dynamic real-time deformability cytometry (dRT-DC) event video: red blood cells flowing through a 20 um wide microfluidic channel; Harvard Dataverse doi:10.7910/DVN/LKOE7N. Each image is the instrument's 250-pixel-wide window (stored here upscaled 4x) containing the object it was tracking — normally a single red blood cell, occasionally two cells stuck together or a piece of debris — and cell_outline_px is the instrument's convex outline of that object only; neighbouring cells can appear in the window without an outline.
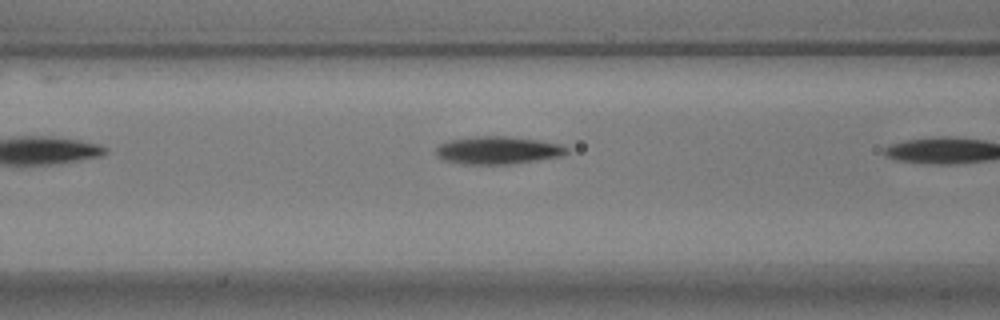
{"species": "common noctule bat (a hibernating species)", "species_latin": "Nyctalus noctula", "temperature_condition": "warm", "stored_images_in_passage": 7, "camera_frame_rate_fps": 3000, "um_per_image_px": 0.085, "animal": {"sex": "male", "body_mass_g": 17.9}, "frame": {"image": 1, "passage_image": 6, "time_ms": 1.667, "image_size_px": [1000, 320], "cell_outline_px": [[568, 152], [560, 156], [512, 164], [460, 164], [444, 160], [436, 156], [436, 148], [440, 144], [448, 140], [472, 136], [508, 136], [540, 140], [564, 144], [568, 148]], "centroid_in_image_um": [42.31, 12.76], "position_along_channel_um": 124.3, "area_um2": 21.39}}